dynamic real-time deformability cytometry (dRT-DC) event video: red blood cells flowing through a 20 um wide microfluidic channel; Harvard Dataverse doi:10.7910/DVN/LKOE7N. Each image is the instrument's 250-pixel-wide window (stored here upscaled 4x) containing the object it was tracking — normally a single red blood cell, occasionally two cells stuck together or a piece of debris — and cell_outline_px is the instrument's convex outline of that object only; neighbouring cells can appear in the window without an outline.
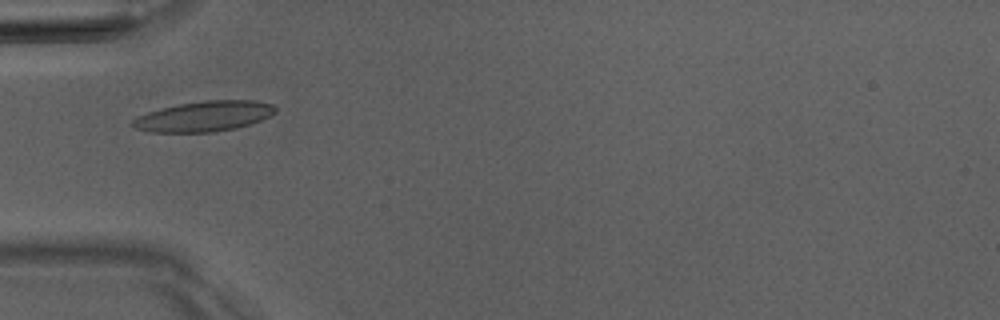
{"species": "Egyptian fruit bat (a non-hibernating species)", "species_latin": "Rousettus aegyptiacus", "temperature_condition": "room temperature", "stored_images_in_passage": 5, "camera_frame_rate_fps": 3000, "um_per_image_px": 0.085, "animal": {"sex": "male"}, "frame": {"image": 1, "passage_image": 5, "time_ms": 4.333, "image_size_px": [1000, 320], "cell_outline_px": [[276, 112], [260, 120], [236, 128], [212, 132], [152, 132], [136, 128], [128, 124], [136, 116], [160, 108], [180, 104], [204, 100], [256, 100], [272, 104], [276, 108]], "centroid_in_image_um": [17.31, 9.88], "position_along_channel_um": 67.7, "area_um2": 25.2}}